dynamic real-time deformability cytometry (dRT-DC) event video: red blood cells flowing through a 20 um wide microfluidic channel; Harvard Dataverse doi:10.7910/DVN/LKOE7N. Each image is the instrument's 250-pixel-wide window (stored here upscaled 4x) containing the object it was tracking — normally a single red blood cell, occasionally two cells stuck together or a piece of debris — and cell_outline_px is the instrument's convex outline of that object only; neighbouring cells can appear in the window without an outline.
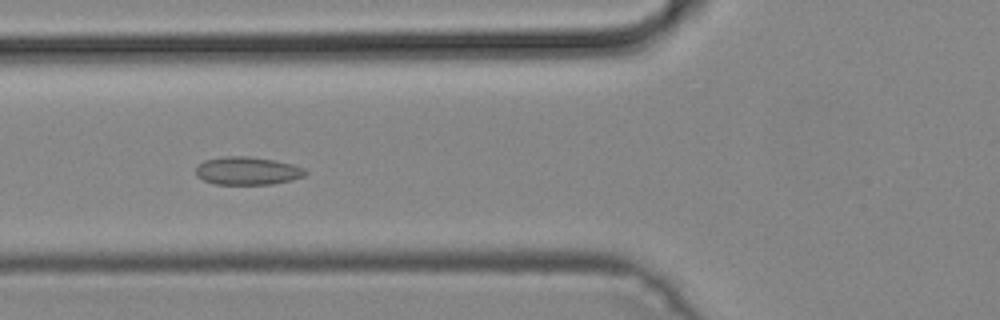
{"species": "common noctule bat (a hibernating species)", "species_latin": "Nyctalus noctula", "temperature_condition": "cold", "stored_images_in_passage": 49, "camera_frame_rate_fps": 3000, "um_per_image_px": 0.085, "animal": {"sex": "male", "body_mass_g": 19.2, "forearm_length_mm": 51.8}, "frame": {"image": 1, "passage_image": 18, "time_ms": 5.667, "image_size_px": [1000, 320], "cell_outline_px": [[308, 172], [304, 176], [292, 180], [272, 184], [216, 184], [204, 180], [196, 176], [196, 168], [204, 160], [224, 156], [248, 156], [272, 160], [292, 164], [304, 168]], "centroid_in_image_um": [21.03, 14.52], "position_along_channel_um": 104.8, "area_um2": 17.8}}
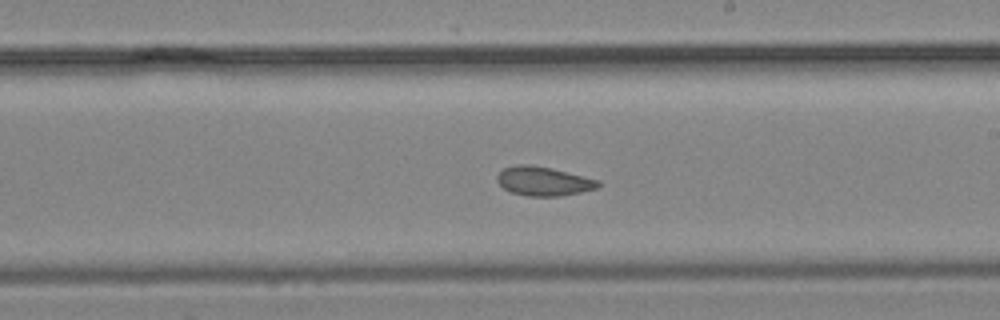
{"frame": {"image": 2, "passage_image": 28, "time_ms": 9.0, "image_size_px": [1000, 320], "cell_outline_px": [[600, 188], [560, 196], [528, 196], [512, 192], [504, 188], [496, 180], [496, 176], [504, 168], [520, 164], [528, 164], [552, 168], [600, 180]], "centroid_in_image_um": [46.23, 15.4], "position_along_channel_um": 242.8, "area_um2": 17.11}}
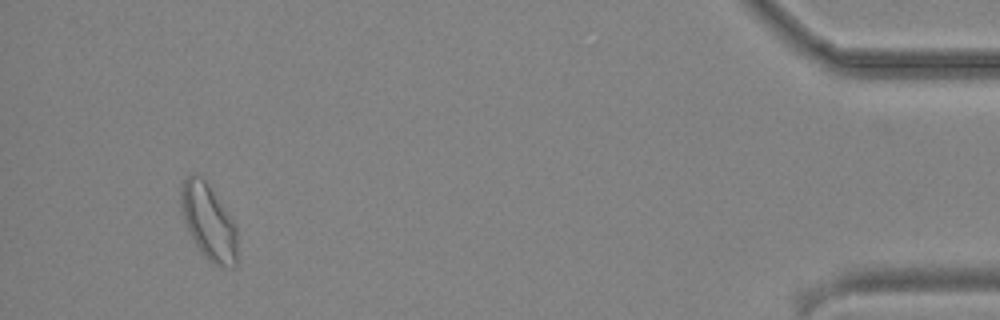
{"frame": {"image": 3, "passage_image": 46, "time_ms": 15.0, "image_size_px": [1000, 320], "cell_outline_px": [[236, 264], [232, 268], [224, 268], [212, 264], [200, 252], [188, 228], [180, 204], [180, 184], [188, 176], [200, 176], [208, 184], [232, 220], [236, 228]], "centroid_in_image_um": [17.72, 18.91], "position_along_channel_um": 417.5, "area_um2": 24.33}}